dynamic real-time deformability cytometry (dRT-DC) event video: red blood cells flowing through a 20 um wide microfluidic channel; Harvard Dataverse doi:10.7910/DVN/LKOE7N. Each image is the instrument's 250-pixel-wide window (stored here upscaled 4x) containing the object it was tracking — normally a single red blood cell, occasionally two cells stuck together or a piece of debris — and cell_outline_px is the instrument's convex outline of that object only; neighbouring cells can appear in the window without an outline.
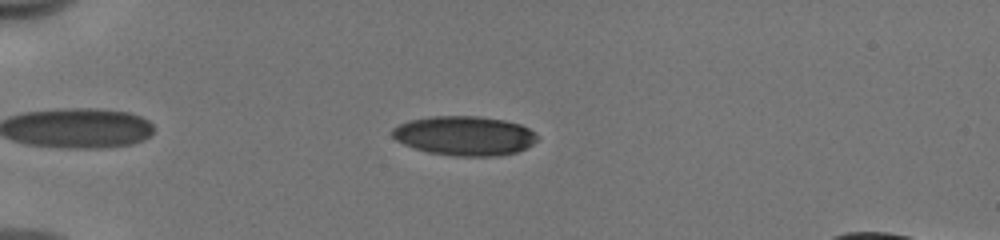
{"species": "human", "species_latin": "Homo sapiens", "temperature_condition": "cold", "stored_images_in_passage": 46, "camera_frame_rate_fps": 3000, "um_per_image_px": 0.085, "donor": {"sex": "male"}, "frame": {"image": 1, "passage_image": 8, "time_ms": 2.333, "image_size_px": [1000, 240], "cell_outline_px": [[540, 140], [516, 152], [500, 156], [456, 156], [428, 152], [404, 144], [396, 140], [392, 136], [392, 128], [408, 120], [432, 116], [480, 116], [504, 120], [520, 124], [528, 128]], "centroid_in_image_um": [39.48, 11.53], "position_along_channel_um": 45.5, "area_um2": 33.23}}
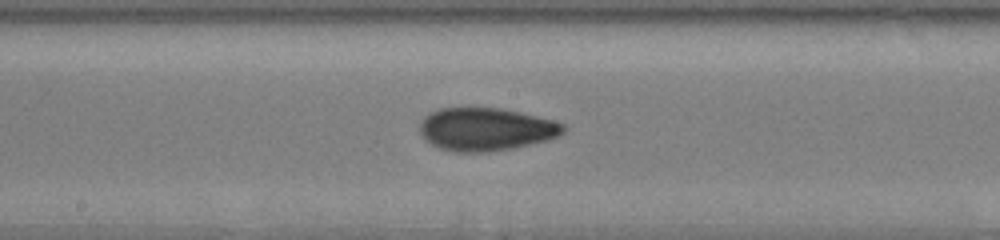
{"frame": {"image": 2, "passage_image": 23, "time_ms": 7.333, "image_size_px": [1000, 240], "cell_outline_px": [[568, 128], [560, 136], [548, 140], [512, 148], [488, 152], [456, 152], [440, 148], [432, 144], [420, 132], [420, 124], [424, 116], [440, 108], [500, 108], [520, 112], [552, 120], [564, 124]], "centroid_in_image_um": [41.34, 10.99], "position_along_channel_um": 206.9, "area_um2": 35.78}}
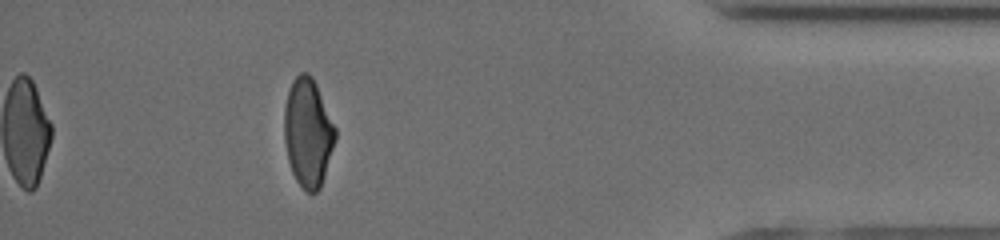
{"frame": {"image": 3, "passage_image": 41, "time_ms": 13.333, "image_size_px": [1000, 240], "cell_outline_px": [[336, 140], [320, 188], [316, 192], [308, 192], [296, 180], [292, 172], [288, 160], [284, 140], [284, 108], [288, 92], [292, 80], [300, 72], [308, 72], [312, 76], [316, 84], [336, 128]], "centroid_in_image_um": [26.17, 11.25], "position_along_channel_um": 409.0, "area_um2": 32.19}, "authors_computed_cell_mechanics": {"area_um2": 33.5529, "velocity_mm_per_s": 3.9903, "shape_relaxation_time_tau1_ms": 5.2837, "shape_relaxation_time_tau2_ms": 2.1145, "deformation_change_tau1": 0.1628, "deformation_change_tau2": 0.0731}}